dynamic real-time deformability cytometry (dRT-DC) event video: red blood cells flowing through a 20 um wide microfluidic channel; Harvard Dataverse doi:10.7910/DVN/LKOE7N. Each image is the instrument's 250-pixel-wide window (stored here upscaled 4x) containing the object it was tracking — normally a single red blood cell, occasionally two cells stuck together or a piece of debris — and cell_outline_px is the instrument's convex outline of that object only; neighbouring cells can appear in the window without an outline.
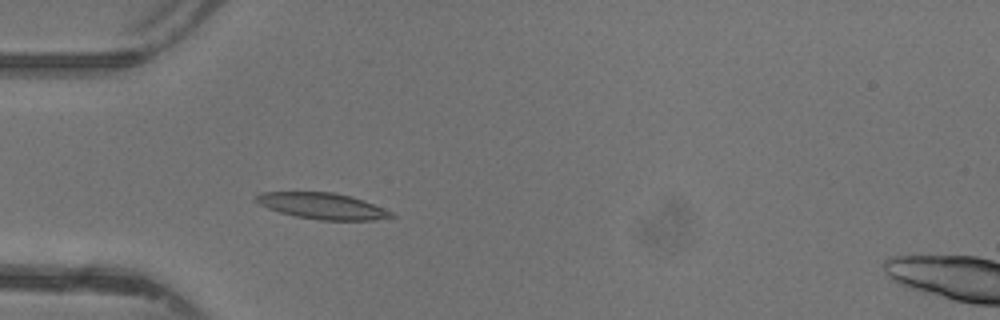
{"species": "common noctule bat (a hibernating species)", "species_latin": "Nyctalus noctula", "temperature_condition": "warm", "stored_images_in_passage": 44, "camera_frame_rate_fps": 3000, "um_per_image_px": 0.085, "animal": {"sex": "female"}, "frame": {"image": 1, "passage_image": 11, "time_ms": 3.333, "image_size_px": [1000, 320], "cell_outline_px": [[396, 216], [372, 220], [320, 220], [296, 216], [280, 212], [268, 208], [260, 204], [256, 200], [256, 196], [260, 192], [332, 192], [352, 196], [364, 200], [392, 212]], "centroid_in_image_um": [27.42, 17.5], "position_along_channel_um": 57.6, "area_um2": 20.4}}
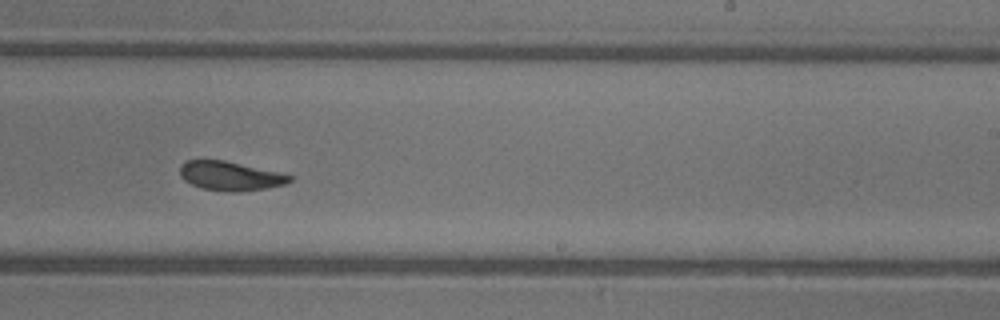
{"frame": {"image": 2, "passage_image": 26, "time_ms": 8.333, "image_size_px": [1000, 320], "cell_outline_px": [[292, 180], [284, 184], [264, 188], [200, 188], [184, 180], [180, 176], [180, 164], [188, 160], [224, 160], [284, 172], [292, 176]], "centroid_in_image_um": [19.57, 14.88], "position_along_channel_um": 269.4, "area_um2": 17.74}}
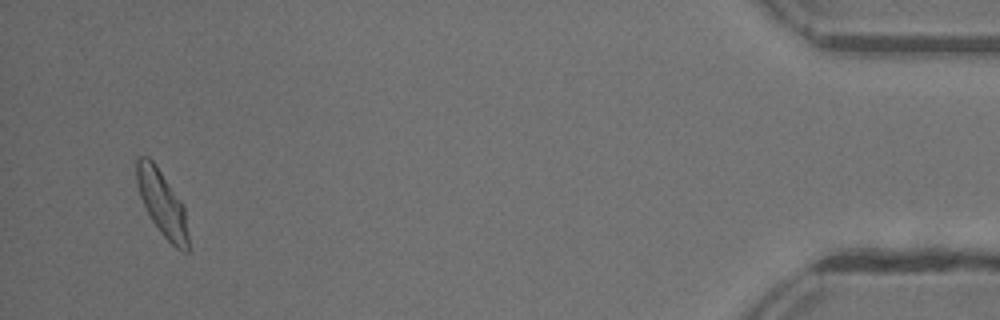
{"frame": {"image": 3, "passage_image": 42, "time_ms": 13.667, "image_size_px": [1000, 320], "cell_outline_px": [[188, 252], [180, 252], [160, 232], [152, 220], [140, 196], [136, 184], [136, 160], [140, 156], [148, 156], [156, 164], [184, 204], [188, 236]], "centroid_in_image_um": [13.79, 17.26], "position_along_channel_um": 421.4, "area_um2": 19.71}, "authors_computed_cell_mechanics": {"area_um2": 19.7098, "velocity_mm_per_s": 4.3463, "shape_relaxation_time_tau1_ms": 3.0891, "shape_relaxation_time_tau2_ms": 2.0224, "deformation_change_tau1": 0.1435, "deformation_change_tau2": 0.0609}}